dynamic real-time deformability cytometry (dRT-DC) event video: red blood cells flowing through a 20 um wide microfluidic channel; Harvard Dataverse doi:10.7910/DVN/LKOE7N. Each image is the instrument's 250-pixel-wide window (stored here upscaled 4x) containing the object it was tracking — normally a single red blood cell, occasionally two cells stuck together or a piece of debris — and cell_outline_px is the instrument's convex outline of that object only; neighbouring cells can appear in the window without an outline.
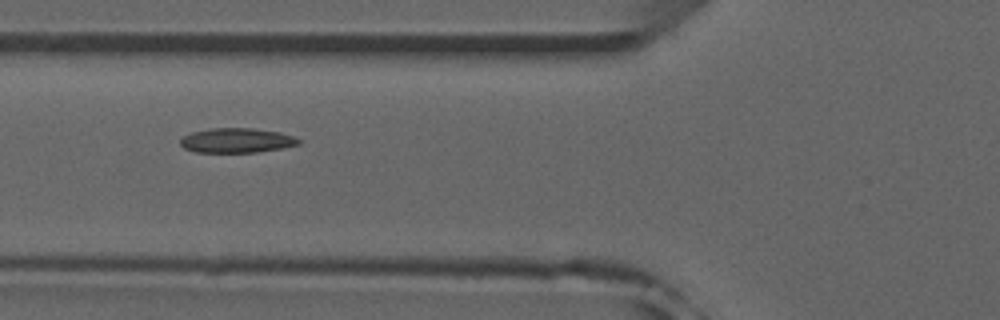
{"species": "common noctule bat (a hibernating species)", "species_latin": "Nyctalus noctula", "temperature_condition": "room temperature", "stored_images_in_passage": 38, "camera_frame_rate_fps": 3000, "um_per_image_px": 0.085, "animal": {"sex": "male", "forearm_length_mm": 52.5}, "frame": {"image": 1, "passage_image": 6, "time_ms": 1.667, "image_size_px": [1000, 320], "cell_outline_px": [[300, 144], [280, 148], [256, 152], [196, 152], [184, 148], [180, 144], [180, 140], [184, 136], [192, 132], [212, 128], [252, 128], [280, 132], [292, 136], [300, 140]], "centroid_in_image_um": [20.1, 11.93], "position_along_channel_um": 105.7, "area_um2": 16.82}, "authors_computed_cell_mechanics": {"area_um2": 16.8487, "velocity_mm_per_s": 3.9555, "shape_relaxation_time_tau1_ms": null, "shape_relaxation_time_tau2_ms": 2.7244, "deformation_change_tau1": null, "deformation_change_tau2": 0.061}}